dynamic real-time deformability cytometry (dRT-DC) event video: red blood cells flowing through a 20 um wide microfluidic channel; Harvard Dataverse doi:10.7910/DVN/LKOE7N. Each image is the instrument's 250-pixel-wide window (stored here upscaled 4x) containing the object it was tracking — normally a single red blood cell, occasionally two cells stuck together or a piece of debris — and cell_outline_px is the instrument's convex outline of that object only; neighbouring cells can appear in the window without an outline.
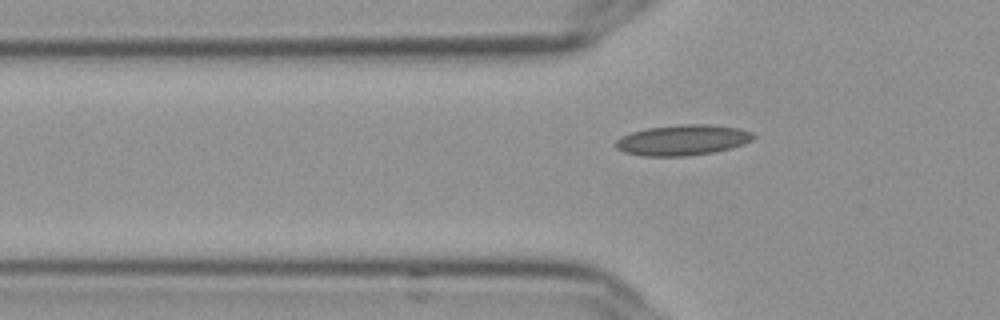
{"species": "Egyptian fruit bat (a non-hibernating species)", "species_latin": "Rousettus aegyptiacus", "temperature_condition": "cold", "stored_images_in_passage": 40, "camera_frame_rate_fps": 3000, "um_per_image_px": 0.085, "frame": {"image": 1, "passage_image": 5, "time_ms": 1.333, "image_size_px": [1000, 320], "cell_outline_px": [[756, 136], [752, 140], [744, 144], [712, 152], [688, 156], [644, 156], [624, 152], [616, 148], [616, 140], [620, 136], [632, 132], [648, 128], [680, 124], [712, 124], [736, 128], [752, 132]], "centroid_in_image_um": [58.01, 11.9], "position_along_channel_um": 67.8, "area_um2": 24.45}}
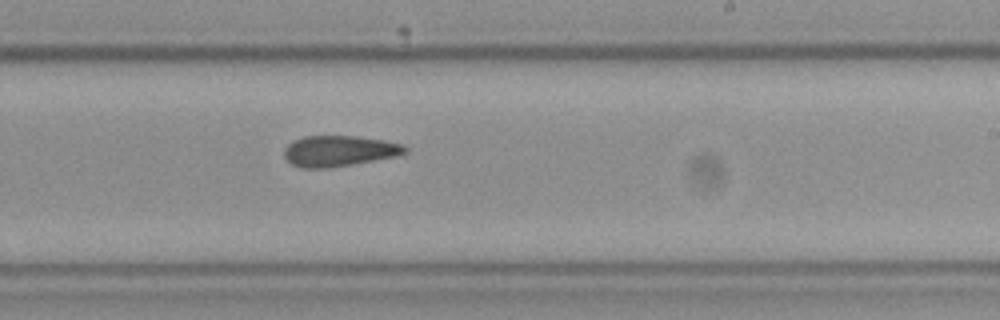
{"frame": {"image": 2, "passage_image": 21, "time_ms": 6.667, "image_size_px": [1000, 320], "cell_outline_px": [[408, 152], [396, 156], [352, 164], [328, 168], [300, 168], [292, 164], [284, 156], [284, 148], [292, 140], [304, 136], [356, 136], [384, 140], [404, 144], [408, 148]], "centroid_in_image_um": [28.82, 12.82], "position_along_channel_um": 260.2, "area_um2": 21.79}}
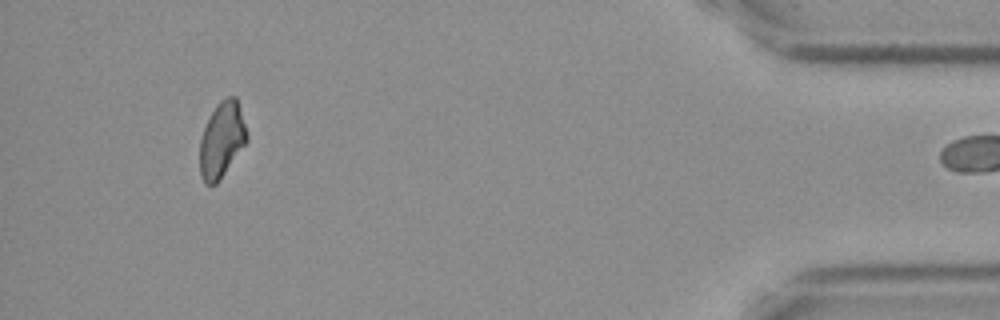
{"frame": {"image": 3, "passage_image": 39, "time_ms": 12.667, "image_size_px": [1000, 320], "cell_outline_px": [[248, 140], [216, 184], [204, 184], [200, 176], [200, 140], [204, 128], [216, 104], [220, 100], [228, 96], [236, 96], [248, 136]], "centroid_in_image_um": [18.84, 11.88], "position_along_channel_um": 416.4, "area_um2": 20.46}}